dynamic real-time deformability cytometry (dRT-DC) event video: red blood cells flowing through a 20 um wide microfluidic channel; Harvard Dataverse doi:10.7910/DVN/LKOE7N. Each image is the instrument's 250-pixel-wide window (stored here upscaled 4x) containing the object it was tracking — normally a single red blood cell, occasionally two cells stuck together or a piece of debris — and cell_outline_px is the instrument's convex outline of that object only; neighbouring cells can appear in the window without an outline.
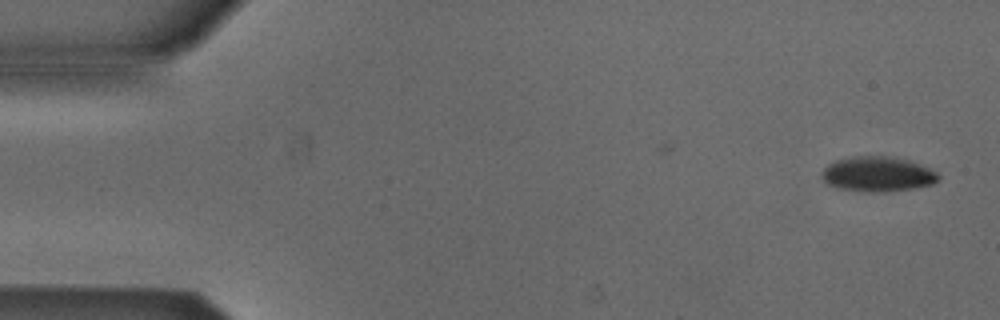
{"species": "Egyptian fruit bat (a non-hibernating species)", "species_latin": "Rousettus aegyptiacus", "temperature_condition": "cold", "stored_images_in_passage": 46, "camera_frame_rate_fps": 3000, "um_per_image_px": 0.085, "animal": {"sex": "male"}, "frame": {"image": 1, "passage_image": 1, "time_ms": 0.0, "image_size_px": [1000, 320], "cell_outline_px": [[940, 180], [932, 184], [916, 188], [884, 192], [864, 192], [840, 188], [828, 184], [820, 176], [820, 172], [828, 164], [836, 160], [852, 156], [892, 156], [908, 160], [928, 168], [936, 172], [940, 176]], "centroid_in_image_um": [74.59, 14.8], "position_along_channel_um": 10.4, "area_um2": 23.93}}
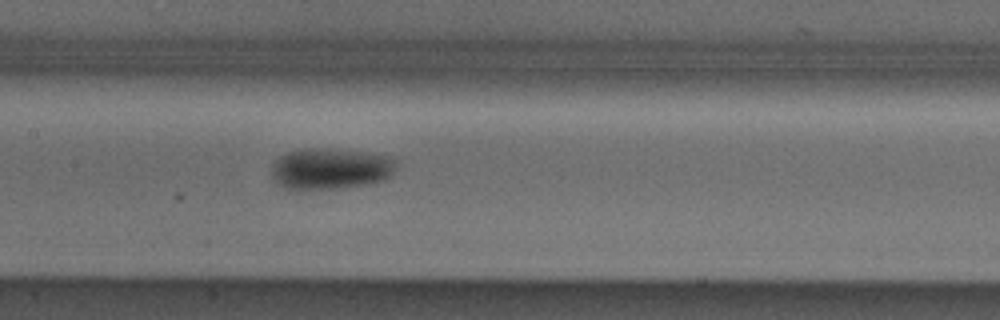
{"frame": {"image": 2, "passage_image": 24, "time_ms": 7.667, "image_size_px": [1000, 320], "cell_outline_px": [[396, 160], [392, 172], [384, 180], [344, 188], [288, 188], [280, 184], [272, 176], [272, 168], [276, 160], [280, 156], [288, 152], [308, 148], [360, 152], [388, 156]], "centroid_in_image_um": [28.09, 14.34], "position_along_channel_um": 179.3, "area_um2": 28.84}}
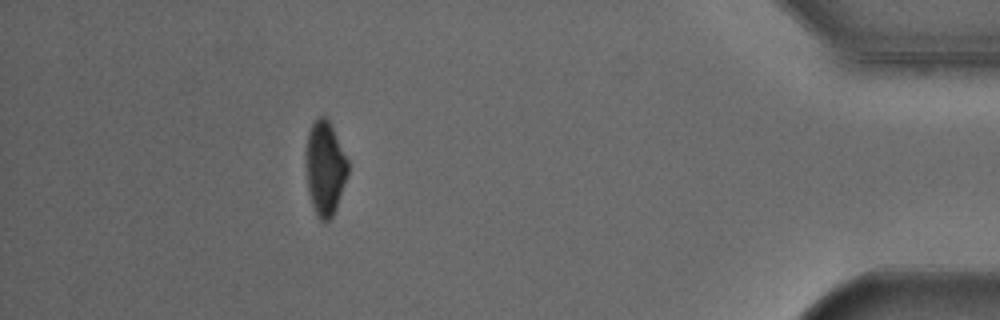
{"frame": {"image": 3, "passage_image": 46, "time_ms": 15.0, "image_size_px": [1000, 320], "cell_outline_px": [[348, 176], [336, 208], [332, 216], [324, 224], [316, 216], [308, 192], [304, 164], [308, 132], [312, 124], [320, 116], [324, 116], [328, 120], [348, 160]], "centroid_in_image_um": [27.6, 14.34], "position_along_channel_um": 407.6, "area_um2": 23.24}, "authors_computed_cell_mechanics": {"area_um2": 26.8192, "velocity_mm_per_s": 3.8736, "shape_relaxation_time_tau1_ms": 3.2393, "shape_relaxation_time_tau2_ms": null, "deformation_change_tau1": 0.096, "deformation_change_tau2": null}}